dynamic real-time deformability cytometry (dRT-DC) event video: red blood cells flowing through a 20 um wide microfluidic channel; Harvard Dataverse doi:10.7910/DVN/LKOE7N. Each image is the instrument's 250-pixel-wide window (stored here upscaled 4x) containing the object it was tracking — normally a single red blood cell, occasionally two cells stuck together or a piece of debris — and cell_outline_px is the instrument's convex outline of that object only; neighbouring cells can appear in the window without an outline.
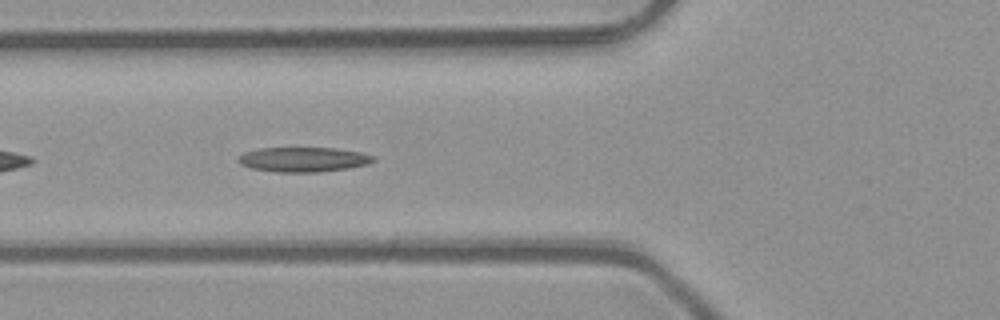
{"species": "common noctule bat (a hibernating species)", "species_latin": "Nyctalus noctula", "temperature_condition": "room temperature", "stored_images_in_passage": 31, "camera_frame_rate_fps": 3000, "um_per_image_px": 0.085, "animal": {"sex": "male", "body_mass_g": 23.1, "forearm_length_mm": 52.7}, "frame": {"image": 1, "passage_image": 5, "time_ms": 1.333, "image_size_px": [1000, 320], "cell_outline_px": [[376, 160], [368, 164], [348, 168], [320, 172], [272, 172], [252, 168], [240, 164], [236, 160], [244, 152], [260, 148], [336, 148], [360, 152], [376, 156]], "centroid_in_image_um": [25.8, 13.56], "position_along_channel_um": 100.0, "area_um2": 19.59}}
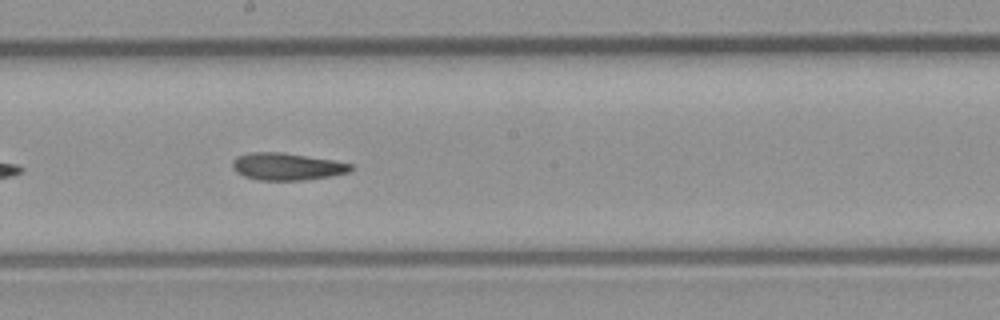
{"frame": {"image": 2, "passage_image": 14, "time_ms": 4.333, "image_size_px": [1000, 320], "cell_outline_px": [[352, 168], [348, 172], [332, 176], [304, 180], [260, 180], [244, 176], [236, 172], [232, 168], [232, 160], [236, 156], [252, 152], [284, 152], [336, 160], [352, 164]], "centroid_in_image_um": [24.38, 14.14], "position_along_channel_um": 223.8, "area_um2": 18.96}}
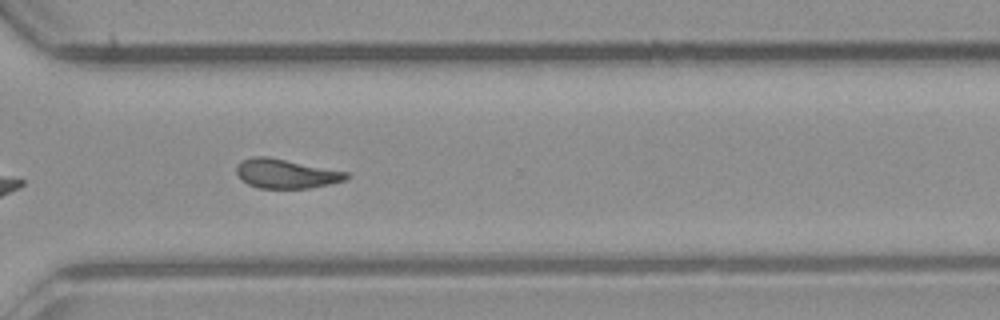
{"frame": {"image": 3, "passage_image": 23, "time_ms": 7.333, "image_size_px": [1000, 320], "cell_outline_px": [[348, 176], [344, 180], [332, 184], [308, 188], [260, 188], [248, 184], [240, 180], [236, 172], [236, 164], [252, 156], [268, 156], [348, 172]], "centroid_in_image_um": [24.27, 14.76], "position_along_channel_um": 346.3, "area_um2": 18.79}, "authors_computed_cell_mechanics": {"area_um2": 18.9006, "velocity_mm_per_s": 4.1035, "shape_relaxation_time_tau1_ms": null, "shape_relaxation_time_tau2_ms": 4.8437, "deformation_change_tau1": null, "deformation_change_tau2": 0.1268}}